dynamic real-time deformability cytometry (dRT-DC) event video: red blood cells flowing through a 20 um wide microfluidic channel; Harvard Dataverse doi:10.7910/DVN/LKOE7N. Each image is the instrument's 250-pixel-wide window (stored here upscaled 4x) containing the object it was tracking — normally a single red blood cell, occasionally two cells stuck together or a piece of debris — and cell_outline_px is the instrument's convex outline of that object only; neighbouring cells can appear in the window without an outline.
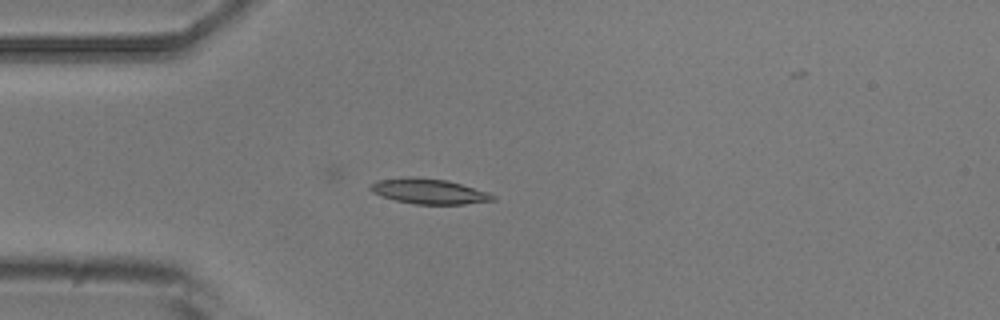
{"species": "common noctule bat (a hibernating species)", "species_latin": "Nyctalus noctula", "temperature_condition": "room temperature", "stored_images_in_passage": 4, "camera_frame_rate_fps": 3000, "um_per_image_px": 0.085, "animal": {"sex": "male", "body_mass_g": 20.5, "forearm_length_mm": 52.5}, "frame": {"image": 1, "passage_image": 3, "time_ms": 2.333, "image_size_px": [1000, 320], "cell_outline_px": [[496, 200], [464, 204], [416, 204], [396, 200], [372, 192], [368, 188], [376, 180], [408, 176], [412, 176], [444, 180], [460, 184], [488, 192], [496, 196]], "centroid_in_image_um": [36.45, 16.26], "position_along_channel_um": 48.5, "area_um2": 17.8}}